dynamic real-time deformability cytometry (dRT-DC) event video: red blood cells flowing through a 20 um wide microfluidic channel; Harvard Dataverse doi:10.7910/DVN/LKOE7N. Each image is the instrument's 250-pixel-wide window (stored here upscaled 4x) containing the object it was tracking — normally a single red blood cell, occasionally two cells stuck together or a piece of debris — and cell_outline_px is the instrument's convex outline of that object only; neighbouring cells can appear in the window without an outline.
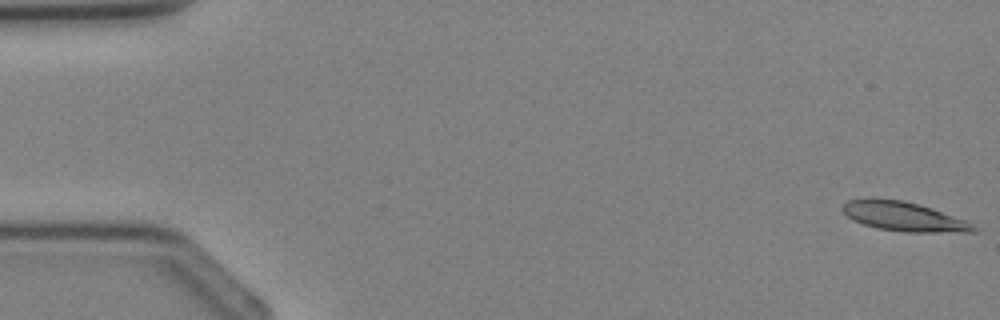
{"species": "Egyptian fruit bat (a non-hibernating species)", "species_latin": "Rousettus aegyptiacus", "temperature_condition": "cold", "stored_images_in_passage": 4, "camera_frame_rate_fps": 3000, "um_per_image_px": 0.085, "animal": {"sex": "female"}, "frame": {"image": 1, "passage_image": 1, "time_ms": 0.0, "image_size_px": [1000, 320], "cell_outline_px": [[980, 228], [976, 232], [904, 232], [876, 228], [852, 220], [840, 208], [848, 200], [868, 196], [872, 196], [904, 200], [932, 208], [964, 220]], "centroid_in_image_um": [76.77, 18.37], "position_along_channel_um": 8.2, "area_um2": 22.77}}
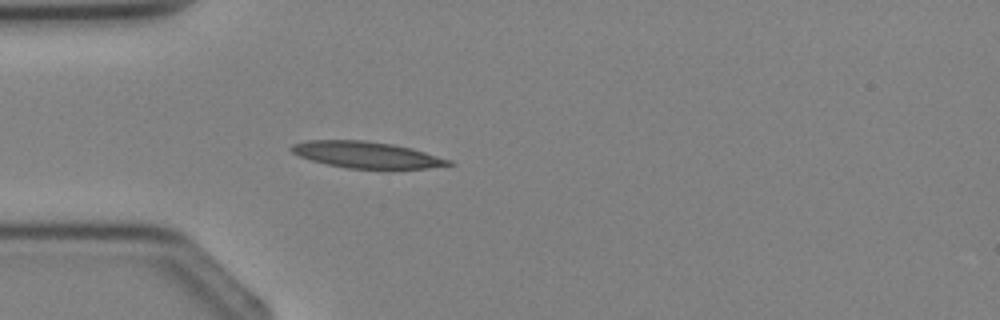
{"frame": {"image": 2, "passage_image": 4, "time_ms": 3.333, "image_size_px": [1000, 320], "cell_outline_px": [[456, 164], [428, 168], [348, 168], [328, 164], [312, 160], [300, 156], [292, 152], [288, 148], [292, 144], [308, 140], [364, 140], [392, 144], [412, 148], [452, 160]], "centroid_in_image_um": [31.17, 13.15], "position_along_channel_um": 53.8, "area_um2": 24.04}}